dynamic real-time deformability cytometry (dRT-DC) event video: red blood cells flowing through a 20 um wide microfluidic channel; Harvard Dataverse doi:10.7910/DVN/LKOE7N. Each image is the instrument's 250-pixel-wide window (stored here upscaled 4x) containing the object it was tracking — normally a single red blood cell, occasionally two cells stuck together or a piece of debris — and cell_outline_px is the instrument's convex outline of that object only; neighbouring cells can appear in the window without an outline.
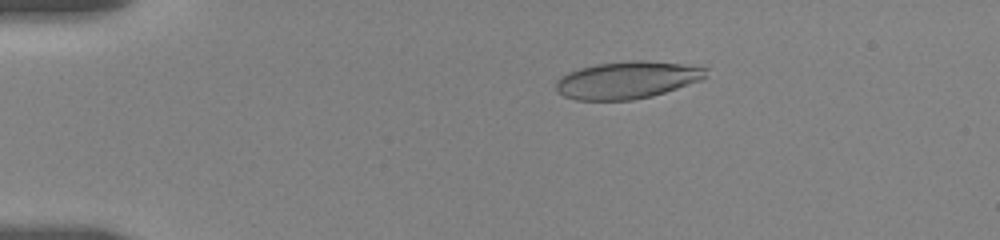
{"species": "human", "species_latin": "Homo sapiens", "temperature_condition": "room temperature", "stored_images_in_passage": 56, "camera_frame_rate_fps": 3000, "um_per_image_px": 0.085, "donor": {"sex": "female"}, "frame": {"image": 1, "passage_image": 11, "time_ms": 3.333, "image_size_px": [1000, 240], "cell_outline_px": [[708, 76], [700, 80], [652, 96], [632, 100], [576, 100], [564, 96], [556, 92], [556, 80], [560, 76], [568, 72], [580, 68], [596, 64], [632, 60], [644, 60], [680, 64], [708, 68]], "centroid_in_image_um": [53.27, 6.8], "position_along_channel_um": 31.7, "area_um2": 32.54}}
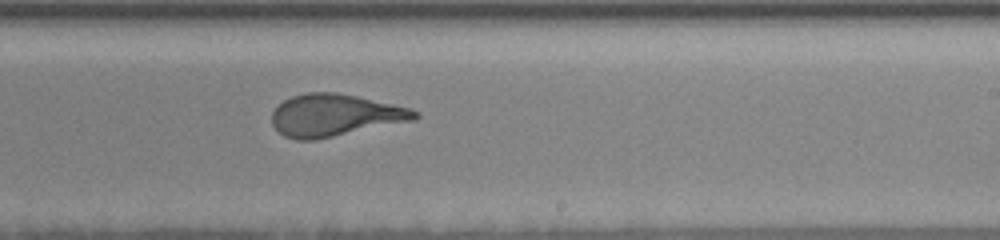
{"frame": {"image": 2, "passage_image": 35, "time_ms": 11.333, "image_size_px": [1000, 240], "cell_outline_px": [[420, 116], [416, 120], [312, 140], [296, 140], [284, 136], [272, 124], [272, 112], [284, 100], [292, 96], [308, 92], [336, 92], [356, 96], [412, 108], [420, 112]], "centroid_in_image_um": [28.49, 9.79], "position_along_channel_um": 260.5, "area_um2": 34.97}}
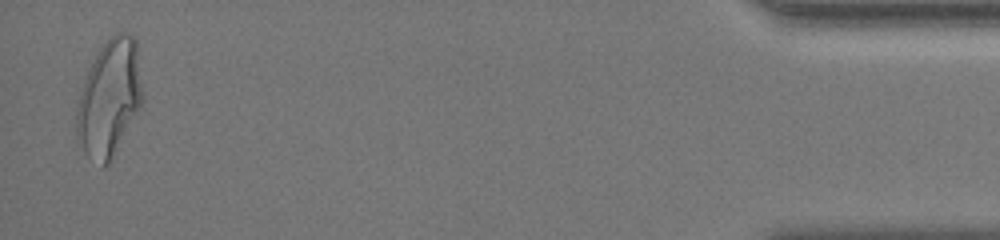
{"frame": {"image": 3, "passage_image": 55, "time_ms": 18.0, "image_size_px": [1000, 240], "cell_outline_px": [[144, 100], [140, 108], [112, 160], [104, 168], [88, 156], [76, 140], [76, 108], [80, 92], [88, 68], [92, 60], [108, 36], [116, 32], [124, 32], [132, 36], [136, 40], [144, 96]], "centroid_in_image_um": [9.3, 8.34], "position_along_channel_um": 425.9, "area_um2": 45.43}, "authors_computed_cell_mechanics": {"area_um2": 34.9401, "velocity_mm_per_s": 3.6252, "shape_relaxation_time_tau1_ms": 3.8684, "shape_relaxation_time_tau2_ms": 0.9227, "deformation_change_tau1": 0.201, "deformation_change_tau2": 0.093}}